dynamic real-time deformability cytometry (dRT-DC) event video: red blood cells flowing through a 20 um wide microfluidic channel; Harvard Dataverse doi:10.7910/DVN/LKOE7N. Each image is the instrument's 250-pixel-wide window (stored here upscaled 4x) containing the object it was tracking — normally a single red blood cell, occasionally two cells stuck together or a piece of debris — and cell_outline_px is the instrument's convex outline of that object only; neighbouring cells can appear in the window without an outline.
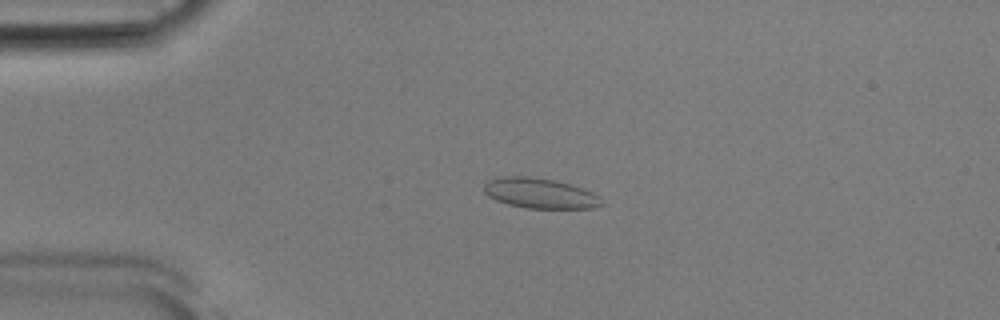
{"species": "Egyptian fruit bat (a non-hibernating species)", "species_latin": "Rousettus aegyptiacus", "temperature_condition": "room temperature", "stored_images_in_passage": 51, "camera_frame_rate_fps": 3000, "um_per_image_px": 0.085, "animal": {"sex": "male"}, "frame": {"image": 1, "passage_image": 11, "time_ms": 3.333, "image_size_px": [1000, 320], "cell_outline_px": [[604, 204], [592, 208], [528, 208], [508, 204], [496, 200], [488, 196], [484, 192], [484, 184], [488, 180], [500, 176], [528, 176], [556, 180], [572, 184], [584, 188], [600, 196], [604, 200]], "centroid_in_image_um": [45.92, 16.41], "position_along_channel_um": 39.1, "area_um2": 20.98}}
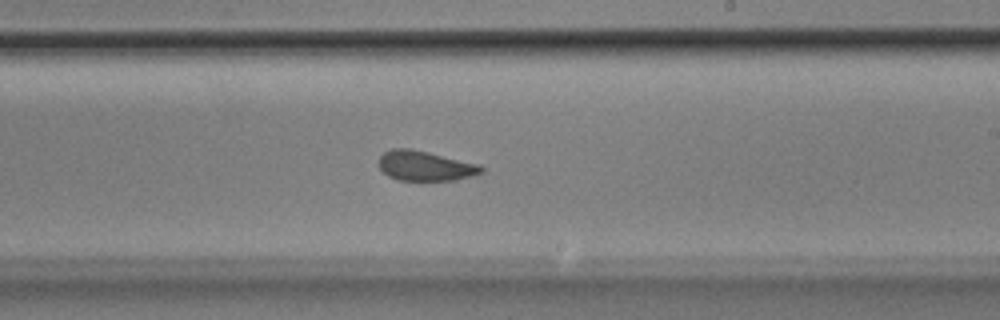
{"frame": {"image": 2, "passage_image": 30, "time_ms": 9.667, "image_size_px": [1000, 320], "cell_outline_px": [[484, 172], [456, 180], [396, 180], [388, 176], [380, 168], [380, 156], [384, 152], [392, 148], [412, 148], [480, 164], [484, 168]], "centroid_in_image_um": [36.16, 14.09], "position_along_channel_um": 252.8, "area_um2": 17.92}}
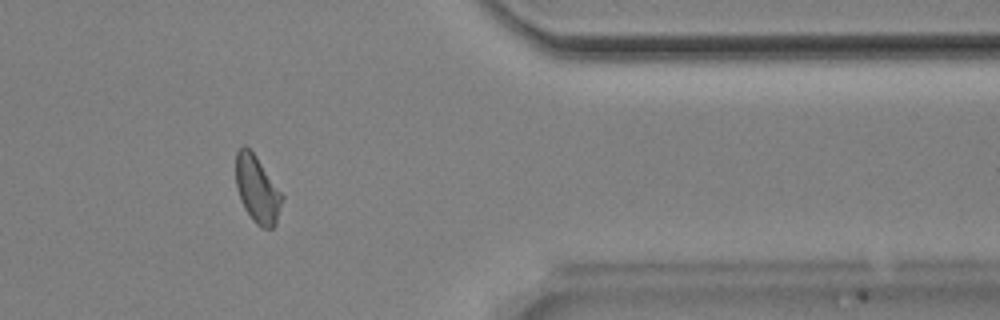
{"frame": {"image": 3, "passage_image": 42, "time_ms": 13.667, "image_size_px": [1000, 320], "cell_outline_px": [[284, 196], [276, 224], [272, 228], [264, 228], [256, 224], [252, 220], [244, 208], [240, 200], [236, 188], [236, 152], [244, 144], [256, 156]], "centroid_in_image_um": [21.86, 16.11], "position_along_channel_um": 389.5, "area_um2": 18.03}, "authors_computed_cell_mechanics": {"area_um2": 18.5538, "velocity_mm_per_s": 3.8797, "shape_relaxation_time_tau1_ms": 3.9166, "shape_relaxation_time_tau2_ms": 0.8421, "deformation_change_tau1": 0.0904, "deformation_change_tau2": 0.0507}}